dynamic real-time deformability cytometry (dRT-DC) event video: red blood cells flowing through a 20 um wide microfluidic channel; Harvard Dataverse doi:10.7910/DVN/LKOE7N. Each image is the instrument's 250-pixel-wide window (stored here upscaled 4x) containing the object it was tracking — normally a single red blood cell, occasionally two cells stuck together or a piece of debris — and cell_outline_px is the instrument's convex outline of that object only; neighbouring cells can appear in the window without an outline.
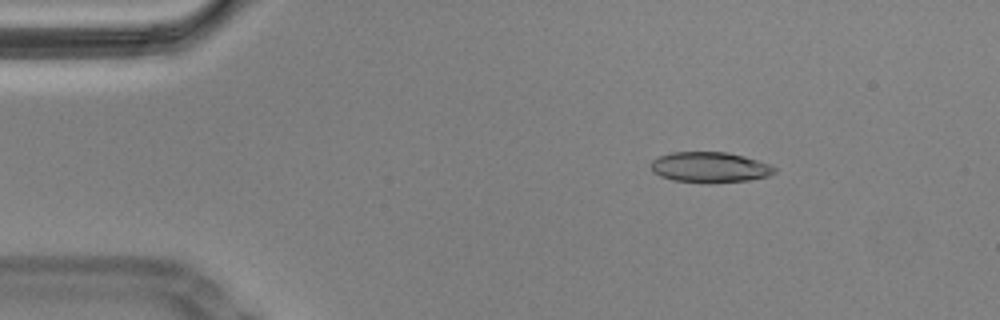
{"species": "Egyptian fruit bat (a non-hibernating species)", "species_latin": "Rousettus aegyptiacus", "temperature_condition": "cold", "stored_images_in_passage": 51, "camera_frame_rate_fps": 3000, "um_per_image_px": 0.085, "animal": {"sex": "male"}, "frame": {"image": 1, "passage_image": 2, "time_ms": 0.333, "image_size_px": [1000, 320], "cell_outline_px": [[776, 172], [768, 176], [748, 180], [708, 184], [672, 180], [660, 176], [652, 172], [652, 160], [660, 156], [672, 152], [728, 152], [744, 156], [768, 164], [776, 168]], "centroid_in_image_um": [60.32, 14.23], "position_along_channel_um": 24.7, "area_um2": 22.08}}
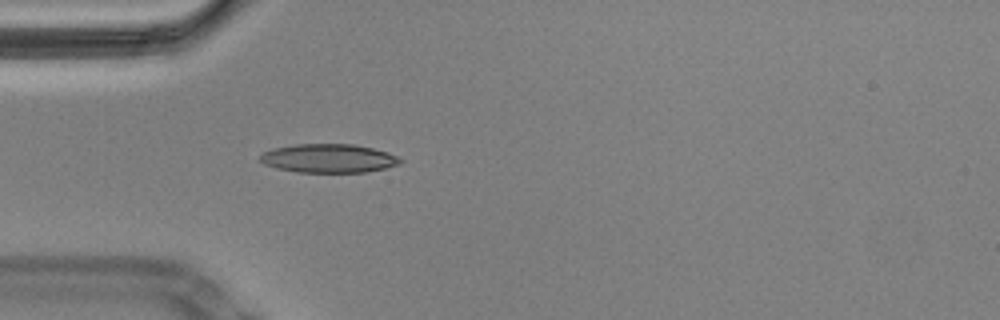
{"frame": {"image": 2, "passage_image": 10, "time_ms": 3.0, "image_size_px": [1000, 320], "cell_outline_px": [[404, 160], [400, 164], [384, 168], [364, 172], [296, 172], [276, 168], [264, 164], [260, 160], [260, 156], [264, 152], [272, 148], [296, 144], [352, 144], [372, 148], [388, 152]], "centroid_in_image_um": [27.92, 13.46], "position_along_channel_um": 57.1, "area_um2": 23.41}}
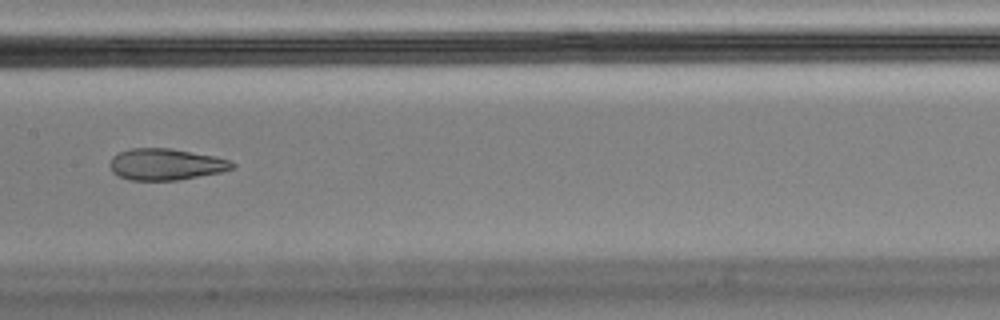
{"frame": {"image": 3, "passage_image": 22, "time_ms": 7.0, "image_size_px": [1000, 320], "cell_outline_px": [[236, 164], [232, 168], [220, 172], [176, 180], [132, 180], [120, 176], [112, 172], [108, 164], [112, 156], [120, 152], [132, 148], [172, 148], [216, 156], [228, 160]], "centroid_in_image_um": [14.07, 13.95], "position_along_channel_um": 193.3, "area_um2": 22.37}, "authors_computed_cell_mechanics": {"area_um2": 23.409, "velocity_mm_per_s": 3.4747, "shape_relaxation_time_tau1_ms": null, "shape_relaxation_time_tau2_ms": 2.5163, "deformation_change_tau1": null, "deformation_change_tau2": 0.097}}